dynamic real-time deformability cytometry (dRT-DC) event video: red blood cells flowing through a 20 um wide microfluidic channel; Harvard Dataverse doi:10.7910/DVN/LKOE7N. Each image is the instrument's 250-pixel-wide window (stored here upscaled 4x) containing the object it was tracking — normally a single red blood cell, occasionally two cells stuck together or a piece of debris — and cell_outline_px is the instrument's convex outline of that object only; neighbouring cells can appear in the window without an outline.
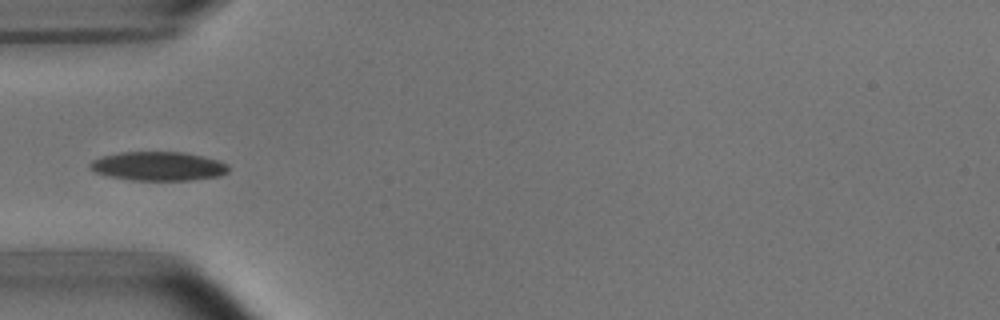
{"species": "common noctule bat (a hibernating species)", "species_latin": "Nyctalus noctula", "temperature_condition": "room temperature", "stored_images_in_passage": 5, "camera_frame_rate_fps": 3000, "um_per_image_px": 0.085, "animal": {"sex": "male", "body_mass_g": 15.6}, "frame": {"image": 1, "passage_image": 5, "time_ms": 5.333, "image_size_px": [1000, 320], "cell_outline_px": [[228, 172], [220, 176], [192, 180], [132, 180], [108, 176], [96, 172], [88, 168], [88, 164], [92, 160], [104, 156], [120, 152], [184, 152], [220, 160], [228, 164]], "centroid_in_image_um": [13.47, 14.12], "position_along_channel_um": 71.5, "area_um2": 23.47}}